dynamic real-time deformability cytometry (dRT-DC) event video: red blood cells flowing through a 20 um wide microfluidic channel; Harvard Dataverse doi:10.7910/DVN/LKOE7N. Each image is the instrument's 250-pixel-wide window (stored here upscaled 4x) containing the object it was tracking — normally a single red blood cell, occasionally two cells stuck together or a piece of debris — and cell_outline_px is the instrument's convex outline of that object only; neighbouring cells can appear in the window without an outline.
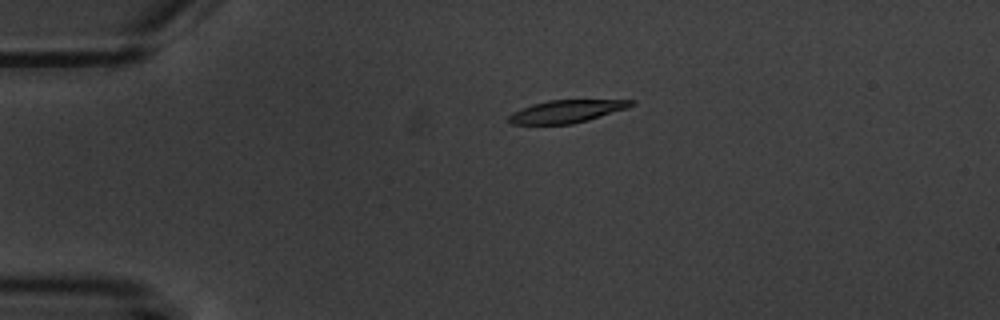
{"species": "common noctule bat (a hibernating species)", "species_latin": "Nyctalus noctula", "temperature_condition": "warm", "stored_images_in_passage": 5, "camera_frame_rate_fps": 3000, "um_per_image_px": 0.085, "animal": {"sex": "male", "body_mass_g": 20.1, "forearm_length_mm": 53.5}, "frame": {"image": 1, "passage_image": 3, "time_ms": 3.0, "image_size_px": [1000, 320], "cell_outline_px": [[636, 104], [628, 108], [588, 120], [572, 124], [508, 124], [508, 116], [512, 112], [532, 104], [548, 100], [636, 100]], "centroid_in_image_um": [48.16, 9.46], "position_along_channel_um": 36.8, "area_um2": 16.24}}
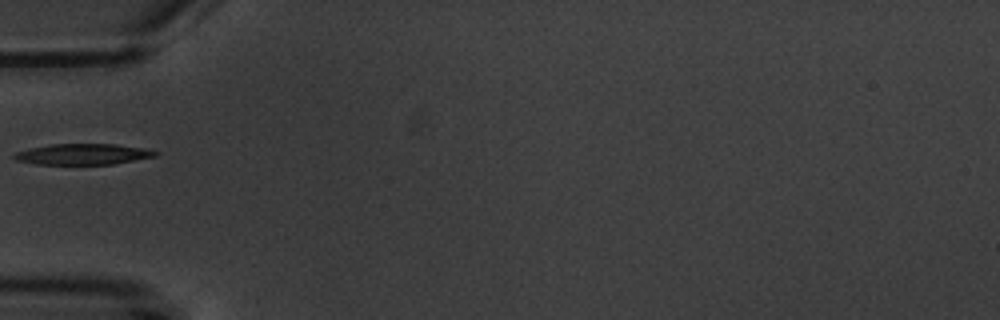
{"frame": {"image": 2, "passage_image": 5, "time_ms": 5.333, "image_size_px": [1000, 320], "cell_outline_px": [[160, 152], [156, 156], [112, 164], [36, 164], [16, 160], [12, 156], [16, 152], [28, 148], [48, 144], [116, 144], [144, 148]], "centroid_in_image_um": [7.03, 13.1], "position_along_channel_um": 78.0, "area_um2": 17.17}}